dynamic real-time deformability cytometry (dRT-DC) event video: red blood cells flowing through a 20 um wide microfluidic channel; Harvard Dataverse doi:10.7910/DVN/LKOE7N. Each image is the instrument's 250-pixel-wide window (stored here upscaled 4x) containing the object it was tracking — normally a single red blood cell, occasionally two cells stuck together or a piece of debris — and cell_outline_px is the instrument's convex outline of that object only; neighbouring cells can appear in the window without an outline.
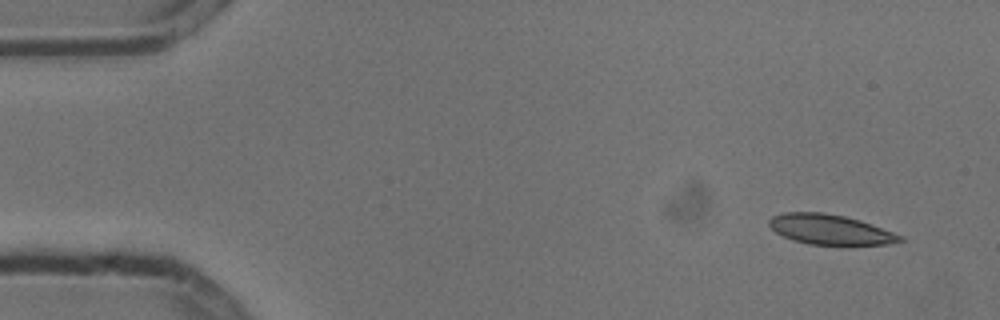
{"species": "common noctule bat (a hibernating species)", "species_latin": "Nyctalus noctula", "temperature_condition": "cold", "stored_images_in_passage": 4, "camera_frame_rate_fps": 3000, "um_per_image_px": 0.085, "animal": {"sex": "male", "body_mass_g": 13.3}, "frame": {"image": 1, "passage_image": 1, "time_ms": 0.0, "image_size_px": [1000, 320], "cell_outline_px": [[908, 240], [888, 244], [848, 248], [808, 244], [792, 240], [776, 232], [768, 224], [768, 220], [772, 216], [784, 212], [824, 212], [844, 216], [860, 220], [904, 236]], "centroid_in_image_um": [70.64, 19.56], "position_along_channel_um": 14.4, "area_um2": 23.99}}
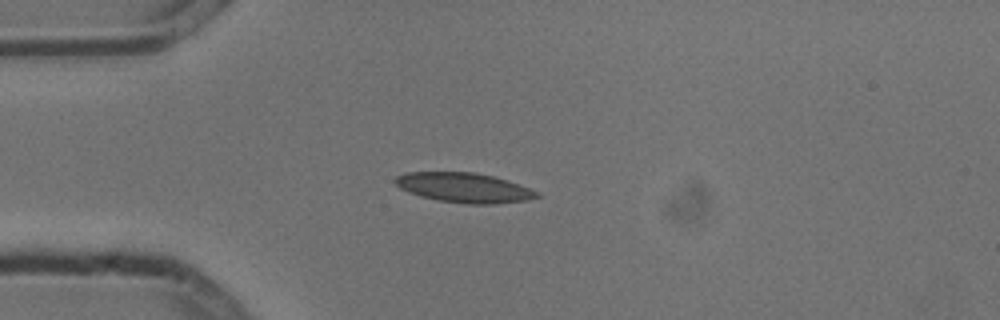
{"frame": {"image": 2, "passage_image": 4, "time_ms": 1.0, "image_size_px": [1000, 320], "cell_outline_px": [[540, 196], [528, 200], [496, 204], [468, 204], [436, 200], [420, 196], [408, 192], [400, 188], [392, 180], [396, 176], [408, 172], [472, 172], [492, 176], [540, 192]], "centroid_in_image_um": [39.41, 15.96], "position_along_channel_um": 45.6, "area_um2": 24.45}}